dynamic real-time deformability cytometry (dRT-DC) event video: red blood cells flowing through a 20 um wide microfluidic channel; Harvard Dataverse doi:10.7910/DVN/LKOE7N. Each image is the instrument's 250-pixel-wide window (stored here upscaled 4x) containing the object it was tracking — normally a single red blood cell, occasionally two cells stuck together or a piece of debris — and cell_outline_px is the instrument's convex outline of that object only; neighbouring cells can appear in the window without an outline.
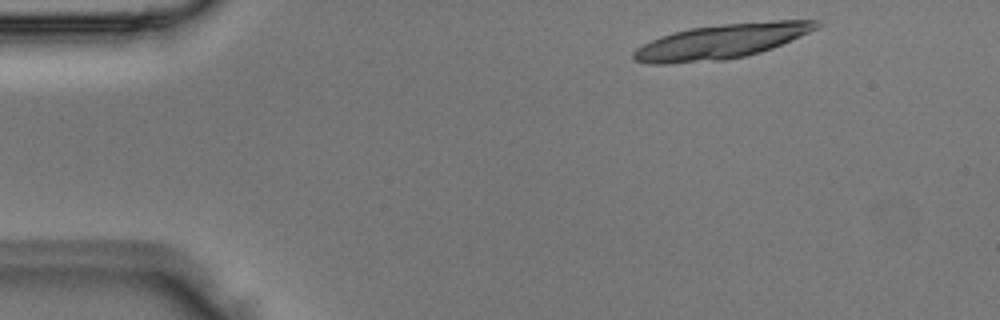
{"species": "Egyptian fruit bat (a non-hibernating species)", "species_latin": "Rousettus aegyptiacus", "temperature_condition": "room temperature", "stored_images_in_passage": 2, "camera_frame_rate_fps": 3000, "um_per_image_px": 0.085, "animal": {"sex": "male"}, "frame": {"image": 1, "passage_image": 1, "time_ms": 0.0, "image_size_px": [1000, 320], "cell_outline_px": [[820, 24], [816, 28], [800, 36], [772, 48], [760, 52], [744, 56], [724, 60], [668, 64], [648, 64], [632, 60], [632, 52], [636, 48], [660, 36], [672, 32], [692, 28], [724, 24], [772, 20], [816, 20]], "centroid_in_image_um": [61.25, 3.53], "position_along_channel_um": 23.7, "area_um2": 36.76}}